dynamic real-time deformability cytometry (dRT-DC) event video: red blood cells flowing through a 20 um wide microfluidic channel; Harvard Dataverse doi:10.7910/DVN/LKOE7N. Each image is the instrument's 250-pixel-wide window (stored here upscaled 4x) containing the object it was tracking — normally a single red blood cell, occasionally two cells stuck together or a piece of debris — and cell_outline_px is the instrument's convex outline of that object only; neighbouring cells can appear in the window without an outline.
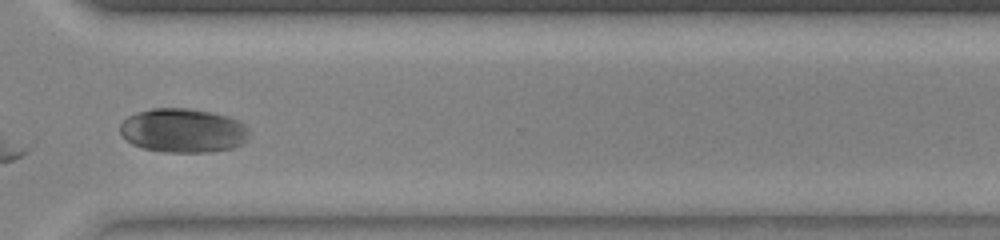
{"species": "common noctule bat (a hibernating species)", "species_latin": "Nyctalus noctula", "temperature_condition": "warm", "stored_images_in_passage": 32, "camera_frame_rate_fps": 3000, "um_per_image_px": 0.085, "animal": {"sex": "female", "body_mass_g": 23.0, "forearm_length_mm": 53.4}, "frame": {"image": 1, "passage_image": 28, "time_ms": 9.0, "image_size_px": [1000, 240], "cell_outline_px": [[248, 140], [232, 148], [208, 152], [164, 152], [144, 148], [132, 144], [120, 132], [120, 124], [128, 116], [136, 112], [152, 108], [188, 108], [212, 112], [228, 116], [244, 124], [248, 128]], "centroid_in_image_um": [15.56, 11.09], "position_along_channel_um": 355.0, "area_um2": 33.18}}